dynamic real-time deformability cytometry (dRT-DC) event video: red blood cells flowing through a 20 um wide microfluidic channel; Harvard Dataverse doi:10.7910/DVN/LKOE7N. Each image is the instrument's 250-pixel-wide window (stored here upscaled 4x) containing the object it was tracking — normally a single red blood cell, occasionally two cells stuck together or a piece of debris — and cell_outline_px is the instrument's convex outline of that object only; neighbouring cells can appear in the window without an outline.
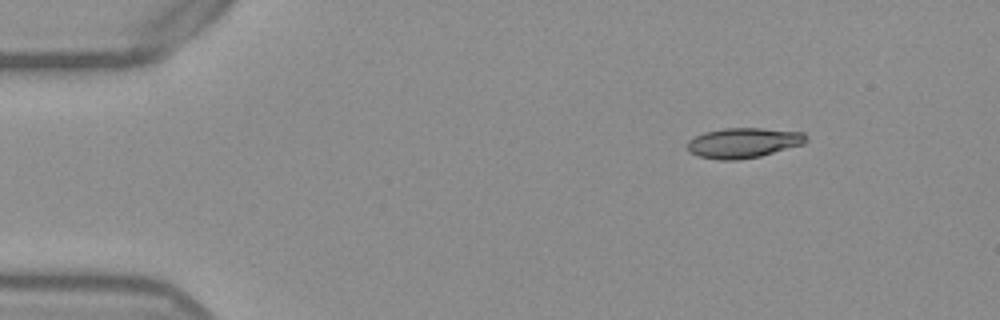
{"species": "Egyptian fruit bat (a non-hibernating species)", "species_latin": "Rousettus aegyptiacus", "temperature_condition": "warm", "stored_images_in_passage": 47, "camera_frame_rate_fps": 3000, "um_per_image_px": 0.085, "frame": {"image": 1, "passage_image": 1, "time_ms": 0.0, "image_size_px": [1000, 320], "cell_outline_px": [[808, 140], [804, 144], [760, 156], [736, 160], [720, 160], [700, 156], [688, 152], [688, 140], [704, 132], [724, 128], [760, 128], [804, 132], [808, 136]], "centroid_in_image_um": [63.22, 12.13], "position_along_channel_um": 21.8, "area_um2": 20.87}}
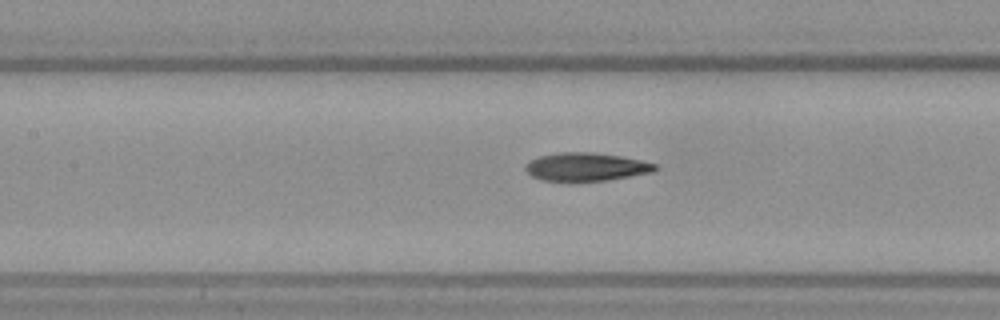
{"frame": {"image": 2, "passage_image": 18, "time_ms": 5.667, "image_size_px": [1000, 320], "cell_outline_px": [[660, 168], [652, 172], [608, 180], [568, 184], [540, 180], [532, 176], [524, 168], [524, 164], [540, 156], [560, 152], [592, 152], [620, 156], [660, 164]], "centroid_in_image_um": [49.8, 14.22], "position_along_channel_um": 157.6, "area_um2": 22.14}}
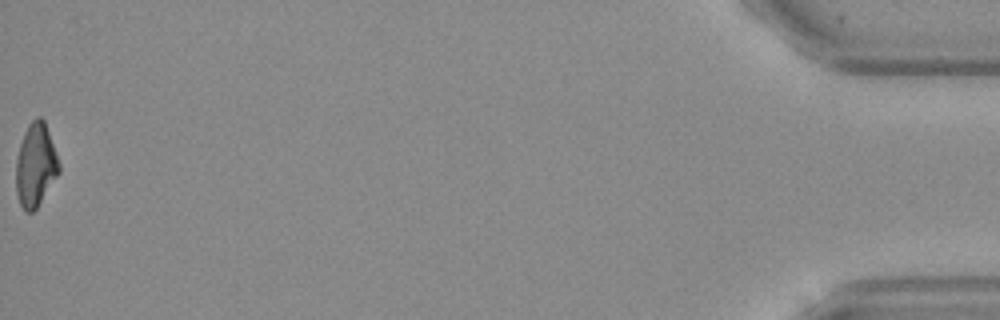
{"frame": {"image": 3, "passage_image": 47, "time_ms": 15.333, "image_size_px": [1000, 320], "cell_outline_px": [[60, 172], [36, 208], [32, 212], [24, 212], [20, 204], [16, 192], [16, 160], [20, 144], [24, 132], [28, 124], [36, 116], [40, 116], [44, 120], [60, 164]], "centroid_in_image_um": [3.02, 14.03], "position_along_channel_um": 432.2, "area_um2": 20.81}, "authors_computed_cell_mechanics": {"area_um2": 21.4438, "velocity_mm_per_s": 3.8736, "shape_relaxation_time_tau1_ms": 5.8409, "shape_relaxation_time_tau2_ms": 2.3069, "deformation_change_tau1": 0.2122, "deformation_change_tau2": 0.1085}}